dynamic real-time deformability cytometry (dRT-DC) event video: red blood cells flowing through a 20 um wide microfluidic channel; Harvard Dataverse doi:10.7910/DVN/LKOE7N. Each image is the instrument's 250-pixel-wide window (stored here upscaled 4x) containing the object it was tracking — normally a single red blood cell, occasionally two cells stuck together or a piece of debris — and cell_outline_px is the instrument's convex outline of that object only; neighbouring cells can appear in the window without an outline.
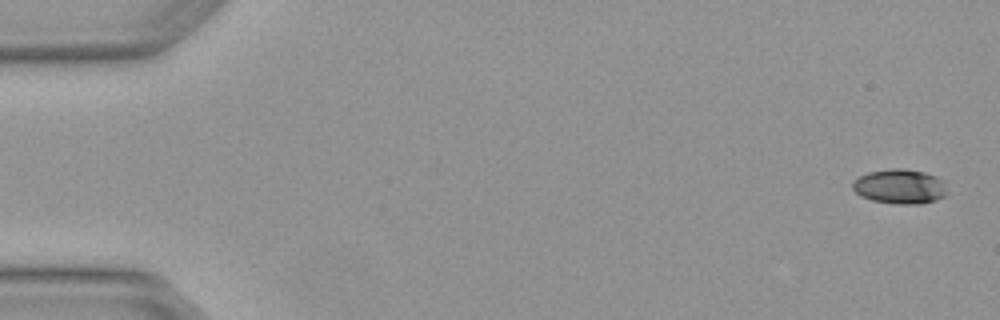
{"species": "Egyptian fruit bat (a non-hibernating species)", "species_latin": "Rousettus aegyptiacus", "temperature_condition": "warm", "stored_images_in_passage": 6, "camera_frame_rate_fps": 3000, "um_per_image_px": 0.085, "animal": {"sex": "female"}, "frame": {"image": 1, "passage_image": 1, "time_ms": 0.0, "image_size_px": [1000, 320], "cell_outline_px": [[944, 196], [936, 200], [920, 204], [896, 204], [872, 200], [860, 196], [852, 188], [852, 184], [860, 176], [868, 172], [892, 168], [904, 168], [924, 172], [936, 176], [944, 180]], "centroid_in_image_um": [76.47, 15.85], "position_along_channel_um": 8.5, "area_um2": 19.02}}
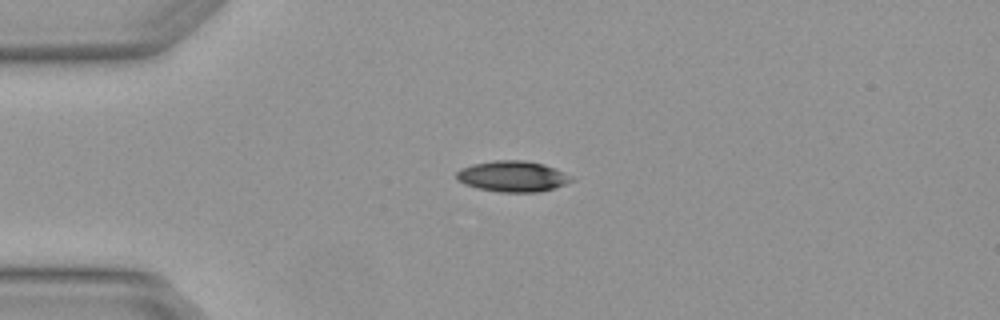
{"frame": {"image": 2, "passage_image": 4, "time_ms": 1.0, "image_size_px": [1000, 320], "cell_outline_px": [[576, 180], [540, 192], [500, 192], [476, 188], [464, 184], [456, 180], [456, 172], [460, 168], [472, 164], [496, 160], [524, 160], [544, 164], [564, 172], [572, 176]], "centroid_in_image_um": [43.55, 14.99], "position_along_channel_um": 41.4, "area_um2": 20.81}}
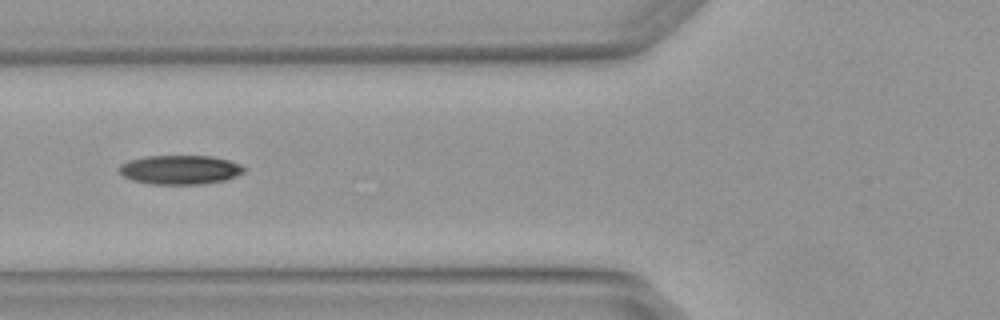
{"frame": {"image": 3, "passage_image": 6, "time_ms": 1.667, "image_size_px": [1000, 320], "cell_outline_px": [[248, 168], [244, 172], [236, 176], [224, 180], [204, 184], [152, 184], [132, 180], [124, 176], [120, 172], [120, 164], [128, 160], [144, 156], [212, 156], [228, 160], [240, 164]], "centroid_in_image_um": [15.33, 14.42], "position_along_channel_um": 110.5, "area_um2": 21.27}}